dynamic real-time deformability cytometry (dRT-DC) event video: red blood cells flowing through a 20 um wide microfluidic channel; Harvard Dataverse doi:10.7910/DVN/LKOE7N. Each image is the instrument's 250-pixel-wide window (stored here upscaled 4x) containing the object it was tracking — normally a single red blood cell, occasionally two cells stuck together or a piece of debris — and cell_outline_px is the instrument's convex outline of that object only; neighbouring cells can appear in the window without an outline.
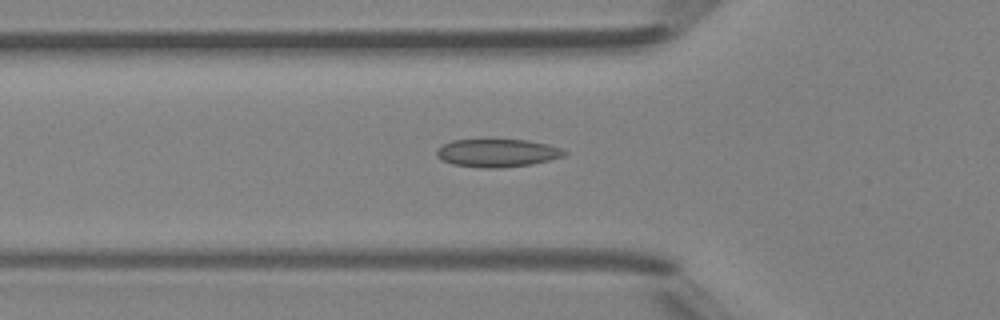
{"species": "Egyptian fruit bat (a non-hibernating species)", "species_latin": "Rousettus aegyptiacus", "temperature_condition": "room temperature", "stored_images_in_passage": 4, "camera_frame_rate_fps": 3000, "um_per_image_px": 0.085, "animal": {"sex": "female"}, "frame": {"image": 1, "passage_image": 4, "time_ms": 3.667, "image_size_px": [1000, 320], "cell_outline_px": [[568, 152], [564, 156], [532, 164], [500, 168], [480, 168], [452, 164], [436, 156], [436, 152], [444, 144], [452, 140], [528, 140], [548, 144], [560, 148]], "centroid_in_image_um": [42.29, 13.01], "position_along_channel_um": 83.5, "area_um2": 20.69}}